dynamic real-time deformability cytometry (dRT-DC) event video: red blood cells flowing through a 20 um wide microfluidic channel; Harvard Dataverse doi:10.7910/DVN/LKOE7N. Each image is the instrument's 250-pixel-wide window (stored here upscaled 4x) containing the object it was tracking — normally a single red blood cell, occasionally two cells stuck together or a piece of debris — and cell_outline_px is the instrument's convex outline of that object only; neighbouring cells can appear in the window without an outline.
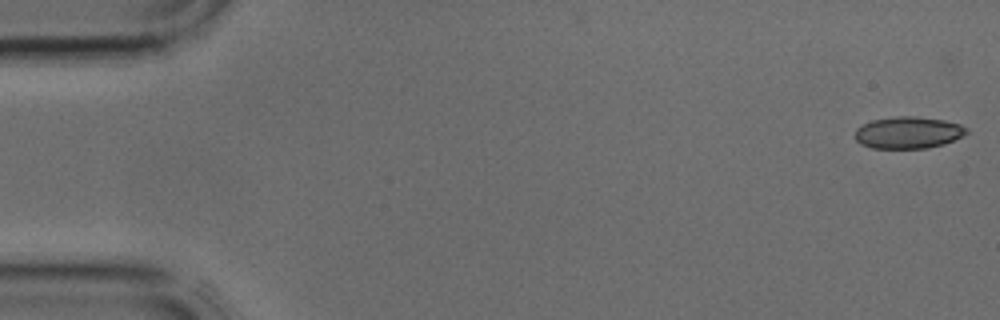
{"species": "common noctule bat (a hibernating species)", "species_latin": "Nyctalus noctula", "temperature_condition": "cold", "stored_images_in_passage": 5, "camera_frame_rate_fps": 3000, "um_per_image_px": 0.085, "animal": {"sex": "male", "body_mass_g": 17.9, "forearm_length_mm": 54.2}, "frame": {"image": 1, "passage_image": 1, "time_ms": 0.0, "image_size_px": [1000, 320], "cell_outline_px": [[968, 132], [944, 144], [928, 148], [872, 148], [860, 144], [856, 140], [856, 128], [872, 120], [896, 116], [916, 116], [944, 120], [960, 124], [968, 128]], "centroid_in_image_um": [77.19, 11.26], "position_along_channel_um": 7.8, "area_um2": 20.63}}